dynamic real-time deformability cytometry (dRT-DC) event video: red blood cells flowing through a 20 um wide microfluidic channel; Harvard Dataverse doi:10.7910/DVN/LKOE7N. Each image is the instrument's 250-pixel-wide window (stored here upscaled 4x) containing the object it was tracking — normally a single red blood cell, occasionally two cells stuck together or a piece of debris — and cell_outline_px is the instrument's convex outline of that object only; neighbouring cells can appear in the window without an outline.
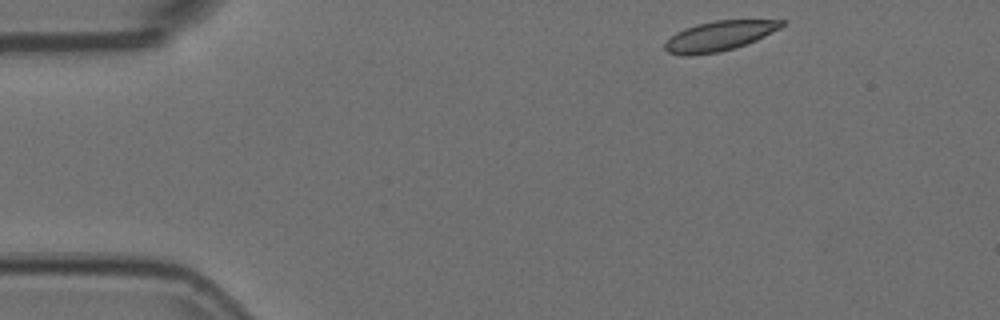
{"species": "Egyptian fruit bat (a non-hibernating species)", "species_latin": "Rousettus aegyptiacus", "temperature_condition": "room temperature", "stored_images_in_passage": 48, "camera_frame_rate_fps": 3000, "um_per_image_px": 0.085, "animal": {"sex": "female"}, "frame": {"image": 1, "passage_image": 1, "time_ms": 0.0, "image_size_px": [1000, 320], "cell_outline_px": [[788, 20], [780, 28], [756, 40], [720, 52], [688, 56], [684, 56], [668, 52], [664, 48], [664, 44], [676, 32], [684, 28], [696, 24], [716, 20]], "centroid_in_image_um": [61.11, 3.05], "position_along_channel_um": 23.9, "area_um2": 20.17}}
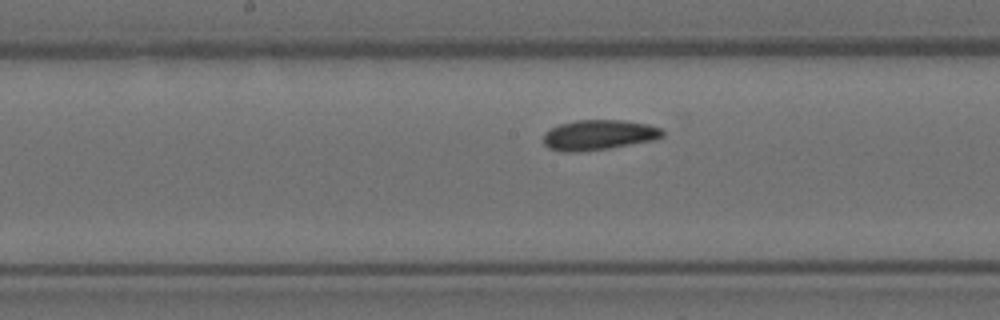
{"frame": {"image": 2, "passage_image": 21, "time_ms": 6.667, "image_size_px": [1000, 320], "cell_outline_px": [[664, 136], [656, 140], [608, 148], [580, 152], [564, 152], [548, 148], [544, 144], [544, 132], [560, 124], [576, 120], [624, 120], [648, 124], [660, 128], [664, 132]], "centroid_in_image_um": [50.91, 11.47], "position_along_channel_um": 197.3, "area_um2": 21.04}}
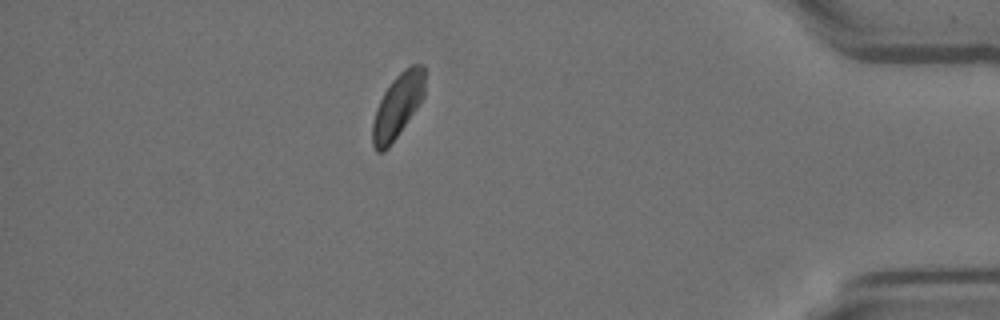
{"frame": {"image": 3, "passage_image": 41, "time_ms": 13.333, "image_size_px": [1000, 320], "cell_outline_px": [[424, 96], [416, 108], [388, 148], [384, 152], [376, 152], [372, 144], [372, 124], [376, 108], [384, 92], [392, 80], [404, 68], [412, 64], [424, 64]], "centroid_in_image_um": [33.78, 8.99], "position_along_channel_um": 401.4, "area_um2": 19.31}, "authors_computed_cell_mechanics": {"area_um2": 20.5768, "velocity_mm_per_s": 3.712, "shape_relaxation_time_tau1_ms": 6.9823, "shape_relaxation_time_tau2_ms": 7.5631, "deformation_change_tau1": 0.1416, "deformation_change_tau2": 0.0697}}